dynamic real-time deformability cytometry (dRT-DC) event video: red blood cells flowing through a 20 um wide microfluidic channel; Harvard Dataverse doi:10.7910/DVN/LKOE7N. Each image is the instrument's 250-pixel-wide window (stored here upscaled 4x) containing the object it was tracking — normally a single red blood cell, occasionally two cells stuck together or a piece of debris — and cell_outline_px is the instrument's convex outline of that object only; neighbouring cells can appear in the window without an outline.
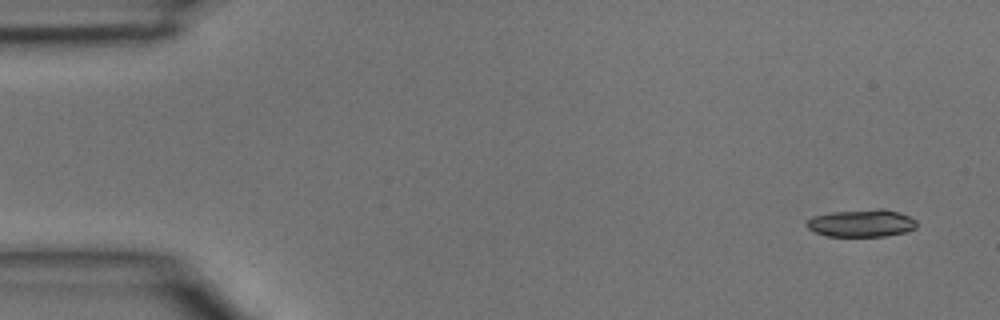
{"species": "common noctule bat (a hibernating species)", "species_latin": "Nyctalus noctula", "temperature_condition": "room temperature", "stored_images_in_passage": 4, "camera_frame_rate_fps": 3000, "um_per_image_px": 0.085, "animal": {"sex": "male", "body_mass_g": 15.6}, "frame": {"image": 1, "passage_image": 1, "time_ms": 0.0, "image_size_px": [1000, 320], "cell_outline_px": [[916, 228], [904, 232], [884, 236], [828, 236], [816, 232], [808, 228], [804, 224], [812, 216], [828, 212], [876, 208], [884, 208], [900, 212], [916, 220]], "centroid_in_image_um": [73.22, 18.95], "position_along_channel_um": 11.8, "area_um2": 17.8}}